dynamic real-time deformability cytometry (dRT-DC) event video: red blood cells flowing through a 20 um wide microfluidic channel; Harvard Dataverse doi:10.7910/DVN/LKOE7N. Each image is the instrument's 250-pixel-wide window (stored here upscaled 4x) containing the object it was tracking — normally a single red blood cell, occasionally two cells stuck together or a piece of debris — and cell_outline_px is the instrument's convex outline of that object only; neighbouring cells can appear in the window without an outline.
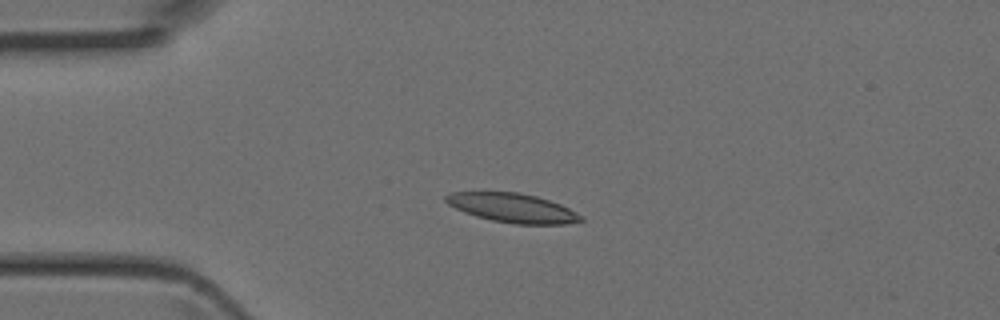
{"species": "Egyptian fruit bat (a non-hibernating species)", "species_latin": "Rousettus aegyptiacus", "temperature_condition": "room temperature", "stored_images_in_passage": 3, "camera_frame_rate_fps": 3000, "um_per_image_px": 0.085, "animal": {"sex": "female"}, "frame": {"image": 1, "passage_image": 2, "time_ms": 0.333, "image_size_px": [1000, 320], "cell_outline_px": [[584, 220], [564, 224], [516, 224], [492, 220], [476, 216], [464, 212], [448, 204], [444, 200], [444, 196], [452, 192], [516, 192], [536, 196], [560, 204], [584, 216]], "centroid_in_image_um": [43.56, 17.67], "position_along_channel_um": 41.4, "area_um2": 22.77}}
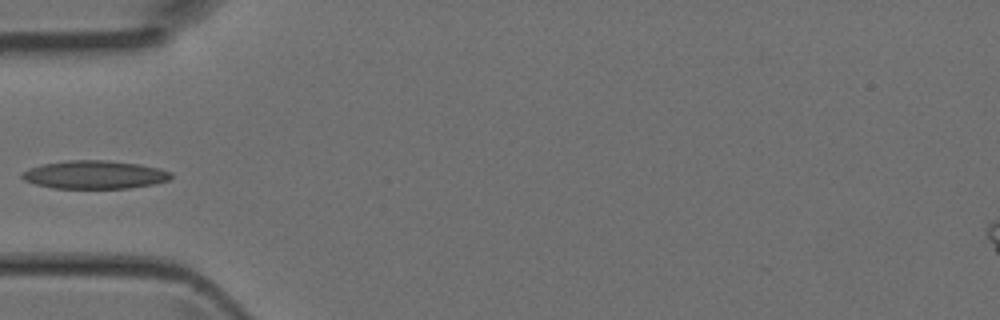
{"frame": {"image": 2, "passage_image": 3, "time_ms": 0.667, "image_size_px": [1000, 320], "cell_outline_px": [[172, 176], [168, 180], [156, 184], [128, 188], [52, 188], [36, 184], [24, 180], [20, 176], [28, 168], [40, 164], [68, 160], [108, 160], [136, 164], [160, 168], [172, 172]], "centroid_in_image_um": [8.04, 14.84], "position_along_channel_um": 77.0, "area_um2": 24.57}}